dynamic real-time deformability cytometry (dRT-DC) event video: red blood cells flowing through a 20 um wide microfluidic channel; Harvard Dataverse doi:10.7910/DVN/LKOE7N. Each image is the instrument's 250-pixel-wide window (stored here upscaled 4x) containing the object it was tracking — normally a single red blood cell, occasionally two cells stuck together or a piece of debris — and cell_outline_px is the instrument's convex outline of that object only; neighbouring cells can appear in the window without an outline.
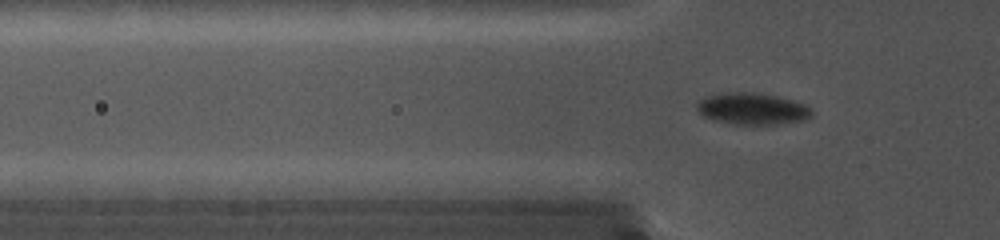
{"species": "common noctule bat (a hibernating species)", "species_latin": "Nyctalus noctula", "temperature_condition": "cold", "stored_images_in_passage": 85, "camera_frame_rate_fps": 5000, "um_per_image_px": 0.085, "animal": {"sex": "female", "body_mass_g": 19.0, "forearm_length_mm": 56.7}, "frame": {"image": 1, "passage_image": 29, "time_ms": 5.6, "image_size_px": [1000, 240], "cell_outline_px": [[812, 116], [804, 120], [776, 124], [732, 124], [716, 120], [704, 116], [696, 108], [696, 104], [700, 100], [708, 96], [736, 92], [744, 92], [776, 96], [792, 100], [804, 104], [812, 108]], "centroid_in_image_um": [63.98, 9.26], "position_along_channel_um": 61.8, "area_um2": 20.75}}
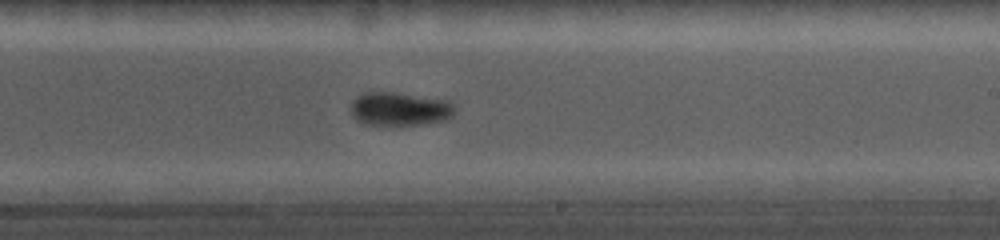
{"frame": {"image": 2, "passage_image": 55, "time_ms": 10.8, "image_size_px": [1000, 240], "cell_outline_px": [[456, 108], [452, 116], [448, 120], [396, 128], [392, 128], [364, 124], [356, 120], [352, 116], [352, 100], [356, 96], [364, 92], [396, 92], [448, 100]], "centroid_in_image_um": [33.96, 9.31], "position_along_channel_um": 255.0, "area_um2": 21.27}}
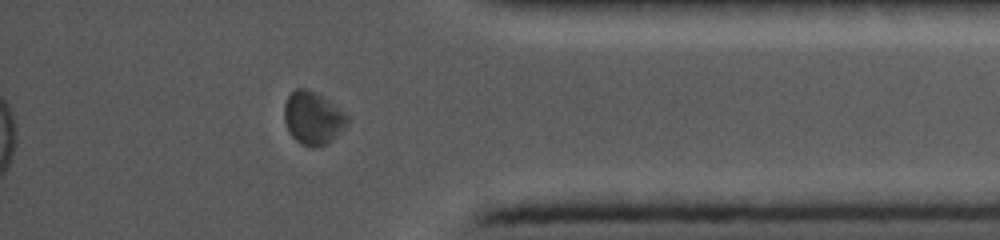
{"frame": {"image": 3, "passage_image": 76, "time_ms": 15.0, "image_size_px": [1000, 240], "cell_outline_px": [[352, 116], [348, 124], [328, 144], [312, 148], [300, 144], [292, 136], [284, 120], [284, 104], [288, 96], [296, 88], [308, 88], [316, 92]], "centroid_in_image_um": [26.64, 10.03], "position_along_channel_um": 408.6, "area_um2": 19.77}}